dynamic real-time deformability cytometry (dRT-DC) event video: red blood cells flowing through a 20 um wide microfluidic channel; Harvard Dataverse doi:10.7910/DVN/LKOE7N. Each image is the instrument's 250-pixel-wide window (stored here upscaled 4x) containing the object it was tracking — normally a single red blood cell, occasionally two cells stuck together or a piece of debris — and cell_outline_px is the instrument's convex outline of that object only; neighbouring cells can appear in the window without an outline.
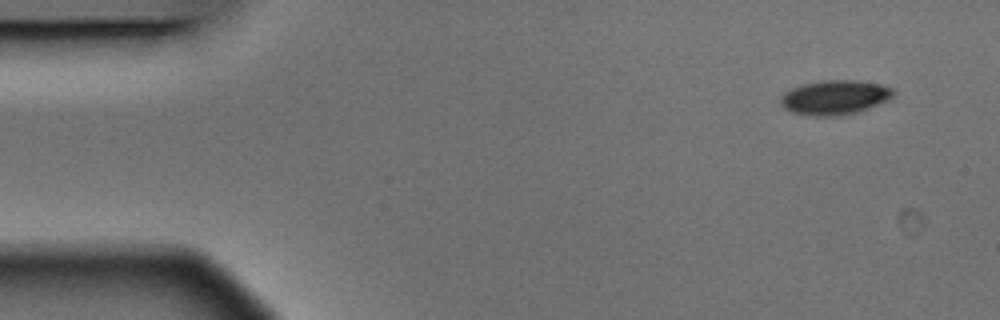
{"species": "Egyptian fruit bat (a non-hibernating species)", "species_latin": "Rousettus aegyptiacus", "temperature_condition": "warm", "stored_images_in_passage": 5, "camera_frame_rate_fps": 3000, "um_per_image_px": 0.085, "animal": {"sex": "male"}, "frame": {"image": 1, "passage_image": 1, "time_ms": 0.0, "image_size_px": [1000, 320], "cell_outline_px": [[896, 96], [888, 100], [868, 108], [856, 112], [836, 116], [808, 116], [792, 112], [784, 108], [780, 104], [780, 96], [784, 92], [792, 88], [804, 84], [824, 80], [856, 80], [880, 84], [892, 88], [896, 92]], "centroid_in_image_um": [70.96, 8.28], "position_along_channel_um": 14.0, "area_um2": 22.77}}
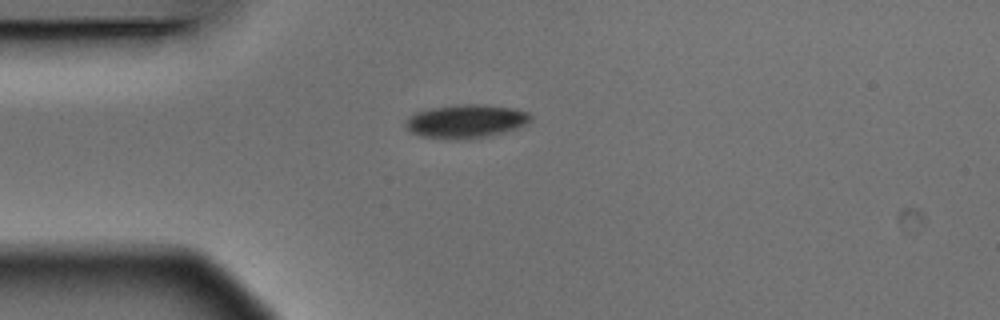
{"frame": {"image": 2, "passage_image": 4, "time_ms": 1.0, "image_size_px": [1000, 320], "cell_outline_px": [[532, 120], [528, 124], [516, 128], [488, 136], [420, 136], [408, 132], [404, 124], [408, 116], [416, 112], [432, 108], [456, 104], [484, 104], [516, 108], [528, 112], [532, 116]], "centroid_in_image_um": [39.63, 10.24], "position_along_channel_um": 45.4, "area_um2": 23.76}}
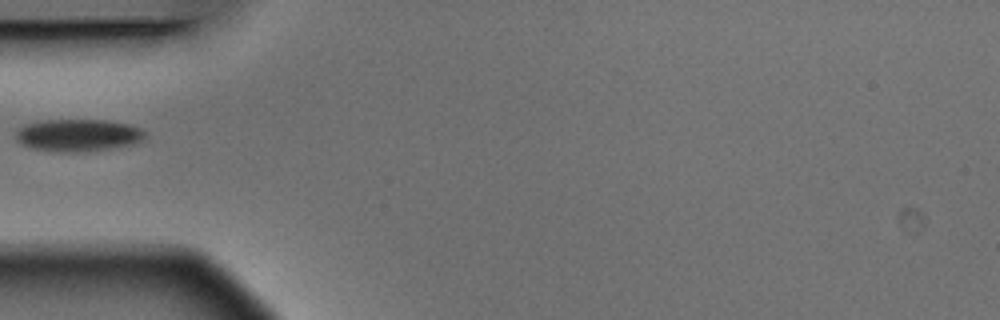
{"frame": {"image": 3, "passage_image": 5, "time_ms": 1.333, "image_size_px": [1000, 320], "cell_outline_px": [[148, 136], [144, 140], [132, 144], [84, 152], [60, 152], [32, 148], [20, 144], [16, 140], [16, 132], [24, 124], [44, 120], [104, 120], [128, 124], [140, 128], [148, 132]], "centroid_in_image_um": [6.66, 11.49], "position_along_channel_um": 78.3, "area_um2": 24.45}}